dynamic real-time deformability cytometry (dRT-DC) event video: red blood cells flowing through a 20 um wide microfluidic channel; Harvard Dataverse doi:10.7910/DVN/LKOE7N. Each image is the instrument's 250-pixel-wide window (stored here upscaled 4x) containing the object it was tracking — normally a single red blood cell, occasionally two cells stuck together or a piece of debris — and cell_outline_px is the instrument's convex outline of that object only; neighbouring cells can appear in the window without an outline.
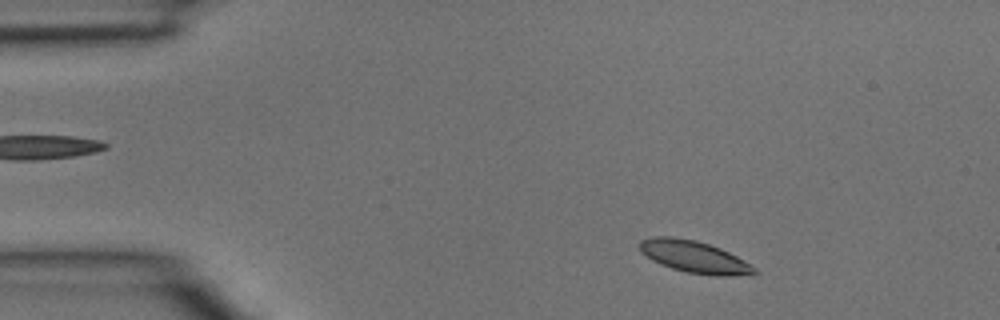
{"species": "common noctule bat (a hibernating species)", "species_latin": "Nyctalus noctula", "temperature_condition": "room temperature", "stored_images_in_passage": 9, "camera_frame_rate_fps": 3000, "um_per_image_px": 0.085, "animal": {"sex": "male", "body_mass_g": 15.6}, "frame": {"image": 1, "passage_image": 3, "time_ms": 0.667, "image_size_px": [1000, 320], "cell_outline_px": [[760, 272], [732, 276], [724, 276], [688, 272], [672, 268], [660, 264], [652, 260], [640, 252], [640, 240], [652, 236], [672, 236], [696, 240], [720, 248], [744, 260], [756, 268]], "centroid_in_image_um": [58.98, 21.81], "position_along_channel_um": 26.0, "area_um2": 21.21}}